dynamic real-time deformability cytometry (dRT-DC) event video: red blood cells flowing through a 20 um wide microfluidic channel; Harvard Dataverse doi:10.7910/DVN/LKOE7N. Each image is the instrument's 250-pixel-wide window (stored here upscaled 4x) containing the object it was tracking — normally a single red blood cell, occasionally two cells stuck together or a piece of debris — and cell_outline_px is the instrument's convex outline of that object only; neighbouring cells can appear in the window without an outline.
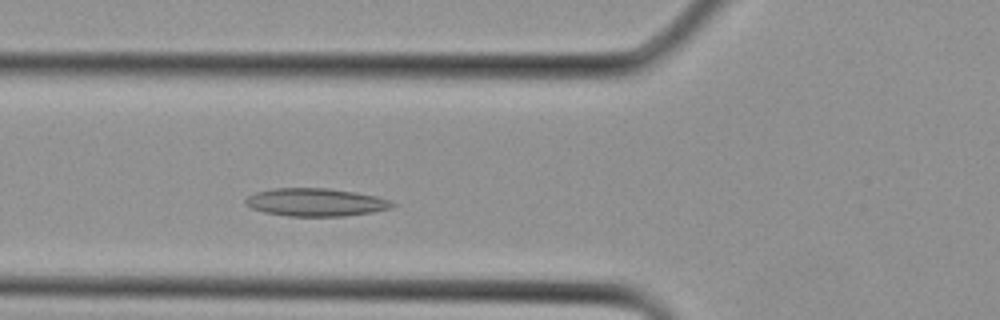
{"species": "Egyptian fruit bat (a non-hibernating species)", "species_latin": "Rousettus aegyptiacus", "temperature_condition": "cold", "stored_images_in_passage": 6, "camera_frame_rate_fps": 3000, "um_per_image_px": 0.085, "animal": {"sex": "female"}, "frame": {"image": 1, "passage_image": 6, "time_ms": 1.667, "image_size_px": [1000, 320], "cell_outline_px": [[396, 204], [392, 208], [372, 212], [344, 216], [288, 216], [264, 212], [252, 208], [244, 204], [244, 200], [248, 196], [256, 192], [272, 188], [328, 188], [376, 196], [392, 200]], "centroid_in_image_um": [26.83, 17.19], "position_along_channel_um": 99.0, "area_um2": 23.93}}